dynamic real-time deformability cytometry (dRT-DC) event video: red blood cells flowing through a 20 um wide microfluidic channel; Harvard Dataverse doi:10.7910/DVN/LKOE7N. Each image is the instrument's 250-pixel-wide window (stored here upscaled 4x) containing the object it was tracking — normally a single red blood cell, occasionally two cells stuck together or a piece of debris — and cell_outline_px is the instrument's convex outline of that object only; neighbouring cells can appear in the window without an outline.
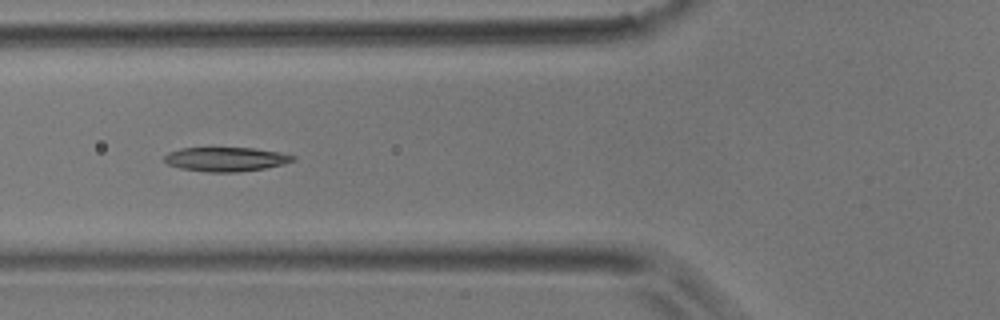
{"species": "common noctule bat (a hibernating species)", "species_latin": "Nyctalus noctula", "temperature_condition": "room temperature", "stored_images_in_passage": 4, "camera_frame_rate_fps": 3000, "um_per_image_px": 0.085, "animal": {"sex": "male", "body_mass_g": 17.9}, "frame": {"image": 1, "passage_image": 4, "time_ms": 1.0, "image_size_px": [1000, 320], "cell_outline_px": [[296, 160], [284, 164], [264, 168], [236, 172], [208, 172], [180, 168], [168, 164], [164, 160], [164, 156], [168, 152], [180, 148], [252, 148], [280, 152], [296, 156]], "centroid_in_image_um": [19.21, 13.53], "position_along_channel_um": 106.6, "area_um2": 18.09}}